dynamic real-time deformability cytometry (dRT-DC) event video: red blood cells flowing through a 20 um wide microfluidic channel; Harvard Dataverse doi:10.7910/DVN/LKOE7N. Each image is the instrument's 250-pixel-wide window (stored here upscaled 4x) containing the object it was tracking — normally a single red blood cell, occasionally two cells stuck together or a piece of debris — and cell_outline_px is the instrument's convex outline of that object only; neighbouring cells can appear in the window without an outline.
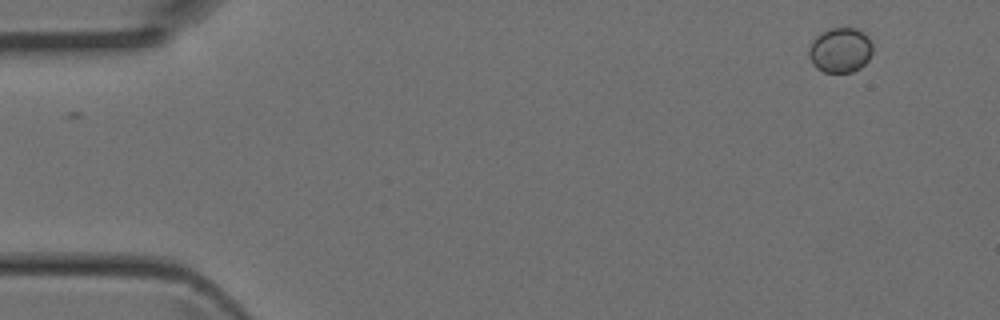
{"species": "Egyptian fruit bat (a non-hibernating species)", "species_latin": "Rousettus aegyptiacus", "temperature_condition": "room temperature", "stored_images_in_passage": 3, "camera_frame_rate_fps": 3000, "um_per_image_px": 0.085, "animal": {"sex": "female"}, "frame": {"image": 1, "passage_image": 1, "time_ms": 0.0, "image_size_px": [1000, 320], "cell_outline_px": [[872, 52], [868, 60], [860, 68], [852, 72], [824, 72], [816, 68], [812, 64], [808, 56], [808, 52], [812, 40], [820, 32], [832, 28], [856, 28], [864, 32], [868, 36], [872, 44]], "centroid_in_image_um": [71.41, 4.26], "position_along_channel_um": 13.6, "area_um2": 16.88}}
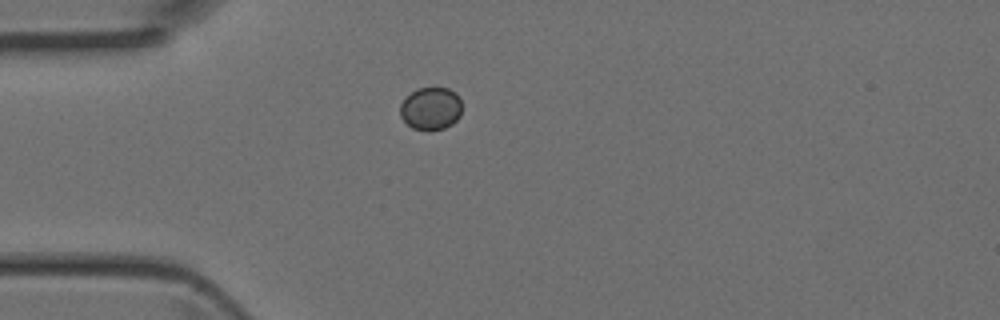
{"frame": {"image": 2, "passage_image": 3, "time_ms": 0.667, "image_size_px": [1000, 320], "cell_outline_px": [[460, 116], [452, 124], [444, 128], [412, 128], [400, 116], [400, 104], [416, 88], [448, 88], [456, 92], [460, 100]], "centroid_in_image_um": [36.62, 9.19], "position_along_channel_um": 48.4, "area_um2": 14.97}}